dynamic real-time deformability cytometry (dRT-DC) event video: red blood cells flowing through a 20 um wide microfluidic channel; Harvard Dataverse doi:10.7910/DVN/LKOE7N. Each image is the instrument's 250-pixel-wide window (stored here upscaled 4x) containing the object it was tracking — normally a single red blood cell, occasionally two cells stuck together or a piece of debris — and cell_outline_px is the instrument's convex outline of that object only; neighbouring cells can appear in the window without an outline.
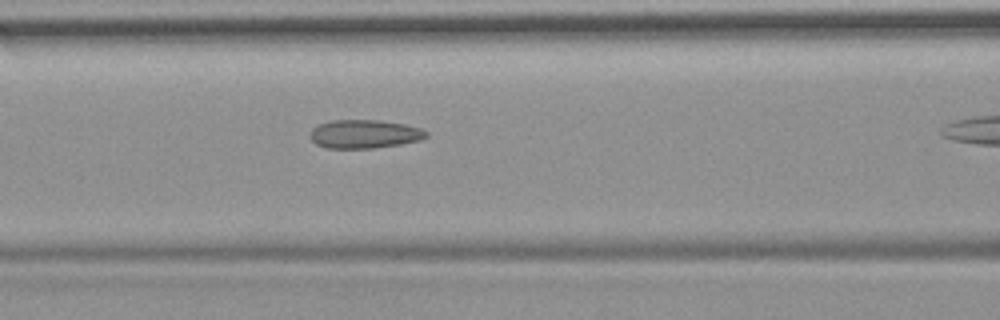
{"species": "common noctule bat (a hibernating species)", "species_latin": "Nyctalus noctula", "temperature_condition": "room temperature", "stored_images_in_passage": 4, "camera_frame_rate_fps": 3000, "um_per_image_px": 0.085, "animal": {"sex": "female", "body_mass_g": 19.9}, "frame": {"image": 1, "passage_image": 3, "time_ms": 3.333, "image_size_px": [1000, 320], "cell_outline_px": [[428, 136], [420, 140], [400, 144], [372, 148], [328, 148], [316, 144], [308, 136], [308, 132], [316, 124], [332, 120], [380, 120], [404, 124], [420, 128], [428, 132]], "centroid_in_image_um": [30.93, 11.38], "position_along_channel_um": 135.7, "area_um2": 19.48}}